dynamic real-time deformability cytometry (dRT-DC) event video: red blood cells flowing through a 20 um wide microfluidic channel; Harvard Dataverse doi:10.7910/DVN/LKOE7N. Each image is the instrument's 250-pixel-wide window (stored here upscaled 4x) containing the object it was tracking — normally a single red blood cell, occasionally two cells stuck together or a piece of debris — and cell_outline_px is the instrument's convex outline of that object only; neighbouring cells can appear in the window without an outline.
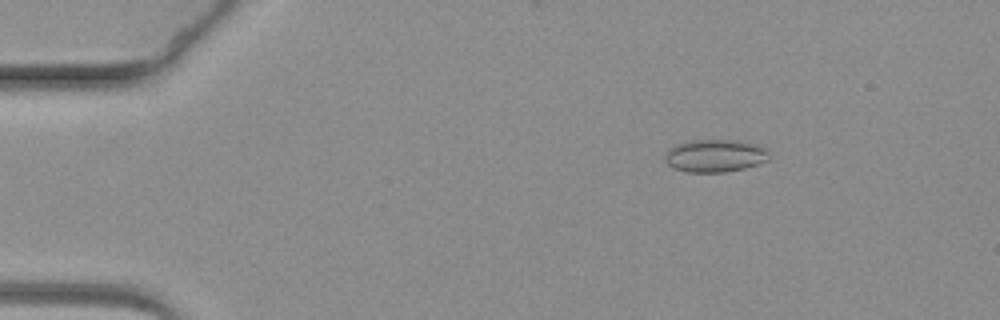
{"species": "common noctule bat (a hibernating species)", "species_latin": "Nyctalus noctula", "temperature_condition": "warm", "stored_images_in_passage": 62, "camera_frame_rate_fps": 3000, "um_per_image_px": 0.085, "animal": {"sex": "female", "body_mass_g": 19.3, "forearm_length_mm": 54.1}, "frame": {"image": 1, "passage_image": 10, "time_ms": 3.0, "image_size_px": [1000, 320], "cell_outline_px": [[768, 160], [744, 168], [724, 172], [684, 172], [672, 168], [664, 160], [664, 156], [668, 148], [676, 144], [696, 140], [740, 140], [756, 144], [768, 148]], "centroid_in_image_um": [60.75, 13.23], "position_along_channel_um": 24.2, "area_um2": 20.0}}
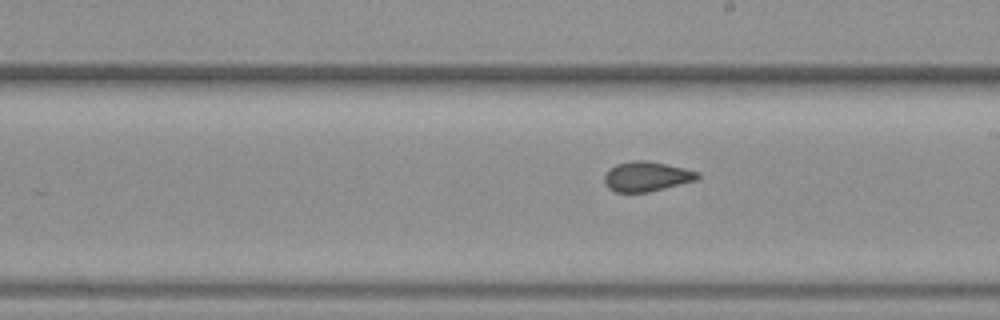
{"frame": {"image": 2, "passage_image": 36, "time_ms": 11.667, "image_size_px": [1000, 320], "cell_outline_px": [[700, 176], [696, 180], [648, 192], [616, 192], [608, 188], [604, 184], [604, 176], [616, 164], [632, 160], [648, 160], [684, 168], [700, 172]], "centroid_in_image_um": [54.96, 14.99], "position_along_channel_um": 234.0, "area_um2": 16.13}}
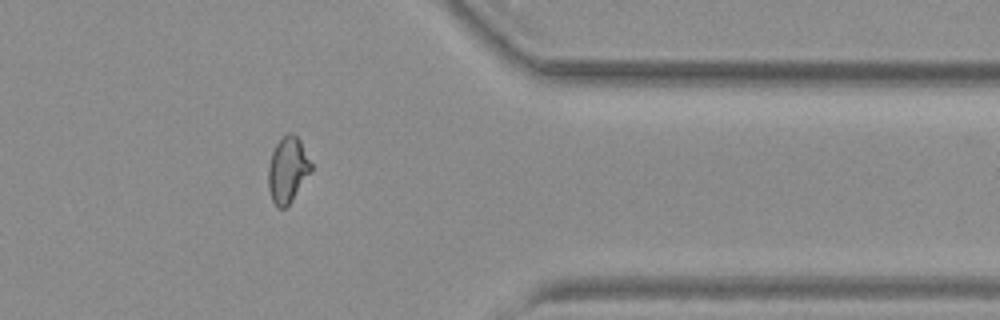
{"frame": {"image": 3, "passage_image": 51, "time_ms": 16.667, "image_size_px": [1000, 320], "cell_outline_px": [[312, 172], [292, 200], [284, 208], [276, 208], [272, 200], [268, 188], [268, 168], [272, 152], [276, 144], [288, 132], [292, 132], [300, 140], [312, 164]], "centroid_in_image_um": [24.46, 14.45], "position_along_channel_um": 386.9, "area_um2": 16.47}}